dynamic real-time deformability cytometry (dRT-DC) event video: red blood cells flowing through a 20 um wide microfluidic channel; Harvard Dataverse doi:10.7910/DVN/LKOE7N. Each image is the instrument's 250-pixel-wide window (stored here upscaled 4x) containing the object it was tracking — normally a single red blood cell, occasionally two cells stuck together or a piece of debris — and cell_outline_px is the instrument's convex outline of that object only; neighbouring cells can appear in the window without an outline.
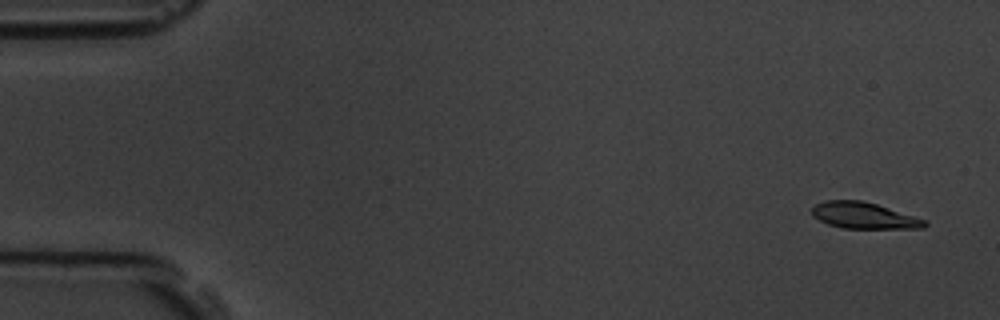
{"species": "common noctule bat (a hibernating species)", "species_latin": "Nyctalus noctula", "temperature_condition": "room temperature", "stored_images_in_passage": 4, "camera_frame_rate_fps": 3000, "um_per_image_px": 0.085, "animal": {"sex": "male", "body_mass_g": 19.5, "forearm_length_mm": 54.6}, "frame": {"image": 1, "passage_image": 1, "time_ms": 0.0, "image_size_px": [1000, 320], "cell_outline_px": [[928, 224], [924, 228], [844, 228], [828, 224], [812, 216], [812, 208], [816, 204], [824, 200], [860, 200], [876, 204], [924, 220]], "centroid_in_image_um": [73.38, 18.32], "position_along_channel_um": 11.6, "area_um2": 16.94}}
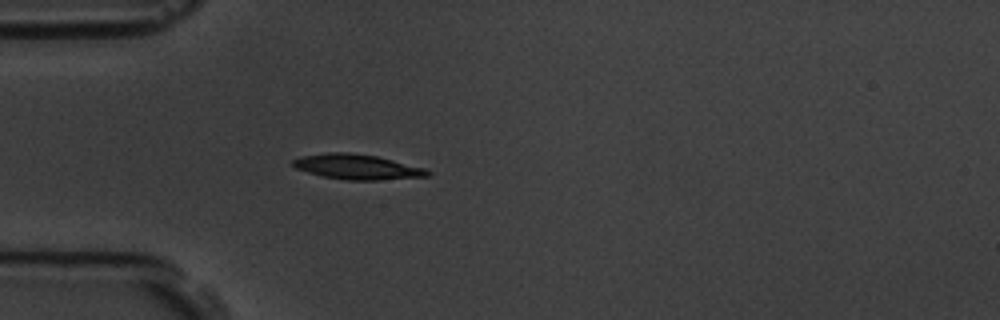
{"frame": {"image": 2, "passage_image": 4, "time_ms": 4.333, "image_size_px": [1000, 320], "cell_outline_px": [[432, 176], [376, 180], [348, 180], [320, 176], [296, 168], [292, 164], [292, 160], [300, 156], [328, 152], [348, 152], [376, 156], [424, 168], [432, 172]], "centroid_in_image_um": [30.35, 14.18], "position_along_channel_um": 54.7, "area_um2": 19.65}}